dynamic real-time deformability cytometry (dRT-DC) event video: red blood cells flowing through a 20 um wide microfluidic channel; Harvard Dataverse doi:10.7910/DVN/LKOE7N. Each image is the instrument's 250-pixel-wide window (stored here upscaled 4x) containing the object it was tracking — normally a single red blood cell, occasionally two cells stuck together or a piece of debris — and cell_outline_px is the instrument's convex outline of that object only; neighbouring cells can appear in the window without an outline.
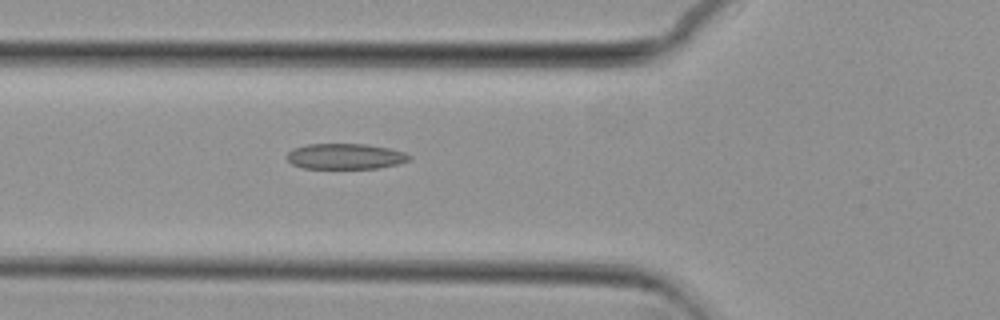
{"species": "common noctule bat (a hibernating species)", "species_latin": "Nyctalus noctula", "temperature_condition": "cold", "stored_images_in_passage": 55, "camera_frame_rate_fps": 3000, "um_per_image_px": 0.085, "animal": {"sex": "female", "body_mass_g": 29.2, "forearm_length_mm": 56.3}, "frame": {"image": 1, "passage_image": 20, "time_ms": 6.333, "image_size_px": [1000, 320], "cell_outline_px": [[412, 160], [400, 164], [380, 168], [304, 168], [292, 164], [284, 156], [292, 148], [308, 144], [364, 144], [388, 148], [404, 152], [412, 156]], "centroid_in_image_um": [29.37, 13.29], "position_along_channel_um": 96.4, "area_um2": 18.44}}
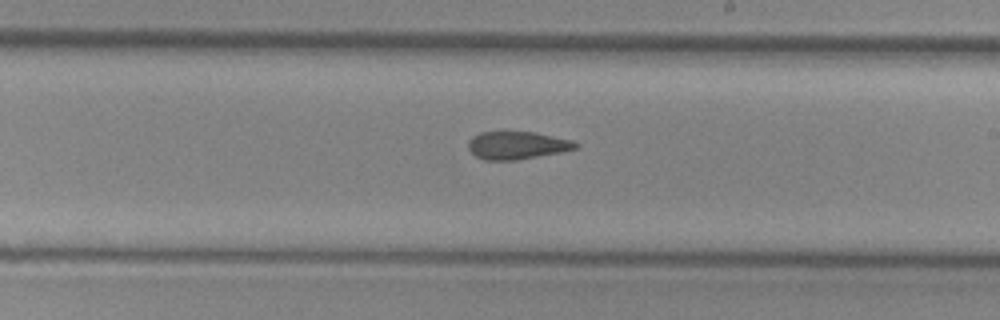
{"frame": {"image": 2, "passage_image": 32, "time_ms": 10.333, "image_size_px": [1000, 320], "cell_outline_px": [[580, 144], [576, 148], [560, 152], [516, 160], [484, 160], [476, 156], [468, 148], [468, 140], [472, 136], [480, 132], [532, 132], [572, 140]], "centroid_in_image_um": [43.92, 12.35], "position_along_channel_um": 245.1, "area_um2": 17.22}}
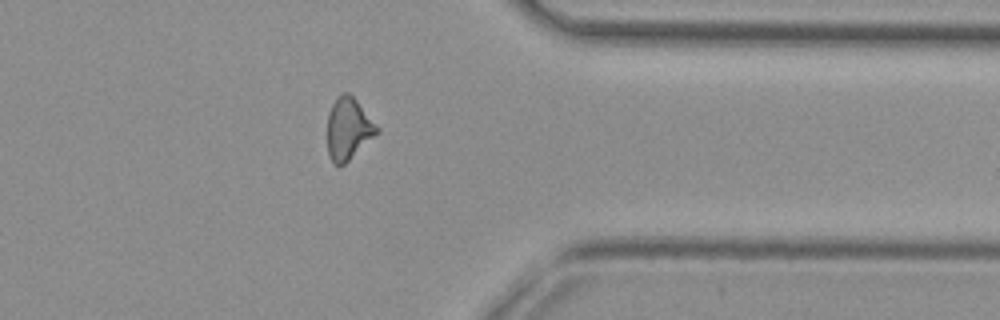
{"frame": {"image": 3, "passage_image": 44, "time_ms": 14.333, "image_size_px": [1000, 320], "cell_outline_px": [[380, 132], [340, 168], [332, 164], [328, 156], [328, 112], [336, 96], [340, 92], [348, 92], [356, 100], [380, 128]], "centroid_in_image_um": [29.6, 10.97], "position_along_channel_um": 381.8, "area_um2": 18.21}, "authors_computed_cell_mechanics": {"area_um2": 18.3226, "velocity_mm_per_s": 3.7033, "shape_relaxation_time_tau1_ms": null, "shape_relaxation_time_tau2_ms": 3.8033, "deformation_change_tau1": null, "deformation_change_tau2": 0.1213}}